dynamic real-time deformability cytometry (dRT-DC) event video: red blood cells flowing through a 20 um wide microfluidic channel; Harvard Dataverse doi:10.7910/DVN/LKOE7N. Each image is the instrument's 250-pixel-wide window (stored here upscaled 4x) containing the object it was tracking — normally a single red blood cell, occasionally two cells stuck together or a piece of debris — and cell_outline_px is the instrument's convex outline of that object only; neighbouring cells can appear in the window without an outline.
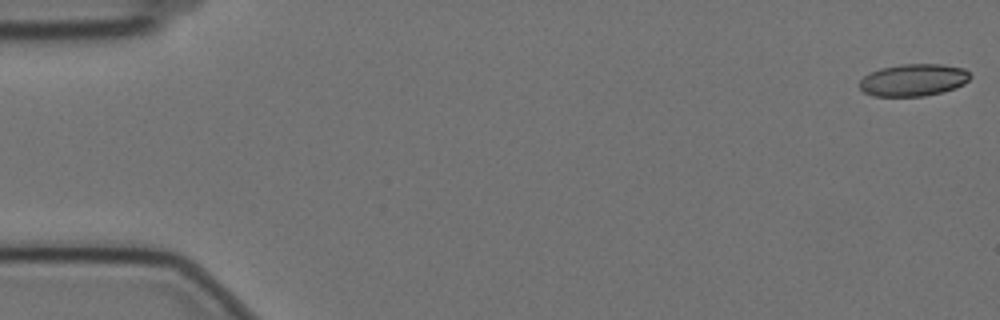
{"species": "Egyptian fruit bat (a non-hibernating species)", "species_latin": "Rousettus aegyptiacus", "temperature_condition": "cold", "stored_images_in_passage": 16, "camera_frame_rate_fps": 3000, "um_per_image_px": 0.085, "animal": {"sex": "female"}, "frame": {"image": 1, "passage_image": 1, "time_ms": 0.0, "image_size_px": [1000, 320], "cell_outline_px": [[972, 76], [964, 84], [956, 88], [944, 92], [924, 96], [872, 96], [864, 92], [860, 88], [860, 80], [864, 76], [880, 68], [900, 64], [940, 64], [964, 68]], "centroid_in_image_um": [77.66, 6.8], "position_along_channel_um": 7.3, "area_um2": 20.87}}
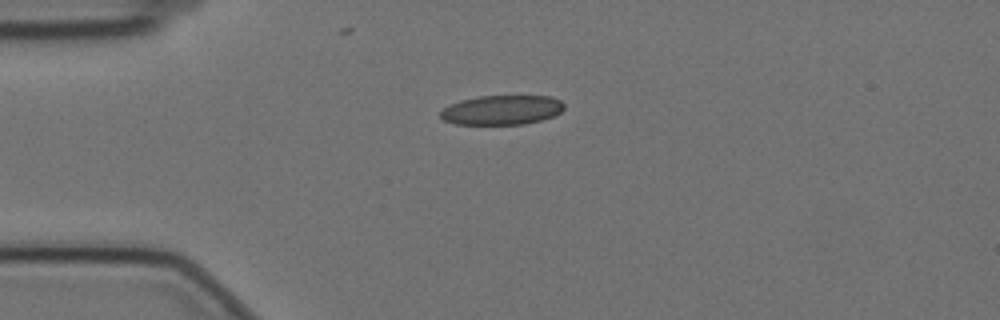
{"frame": {"image": 2, "passage_image": 14, "time_ms": 4.333, "image_size_px": [1000, 320], "cell_outline_px": [[564, 108], [560, 112], [552, 116], [540, 120], [524, 124], [456, 124], [444, 120], [440, 116], [440, 112], [444, 108], [460, 100], [480, 96], [552, 96], [560, 100], [564, 104]], "centroid_in_image_um": [42.66, 9.34], "position_along_channel_um": 42.3, "area_um2": 21.1}}